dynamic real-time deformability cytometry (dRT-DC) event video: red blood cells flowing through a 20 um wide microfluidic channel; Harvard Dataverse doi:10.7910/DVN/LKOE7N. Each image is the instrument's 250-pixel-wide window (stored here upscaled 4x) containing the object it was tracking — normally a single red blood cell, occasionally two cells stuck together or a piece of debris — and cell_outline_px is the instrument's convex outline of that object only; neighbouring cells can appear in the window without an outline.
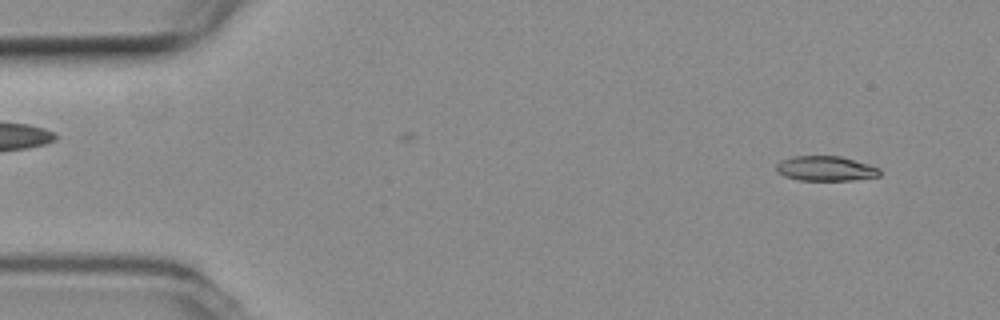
{"species": "common noctule bat (a hibernating species)", "species_latin": "Nyctalus noctula", "temperature_condition": "room temperature", "stored_images_in_passage": 44, "camera_frame_rate_fps": 3000, "um_per_image_px": 0.085, "animal": {"sex": "female", "body_mass_g": 19.3, "forearm_length_mm": 54.1}, "frame": {"image": 1, "passage_image": 1, "time_ms": 0.0, "image_size_px": [1000, 320], "cell_outline_px": [[880, 176], [852, 180], [800, 180], [784, 176], [776, 168], [776, 164], [780, 160], [792, 156], [840, 156], [868, 164], [880, 168]], "centroid_in_image_um": [70.18, 14.32], "position_along_channel_um": 14.8, "area_um2": 14.91}}
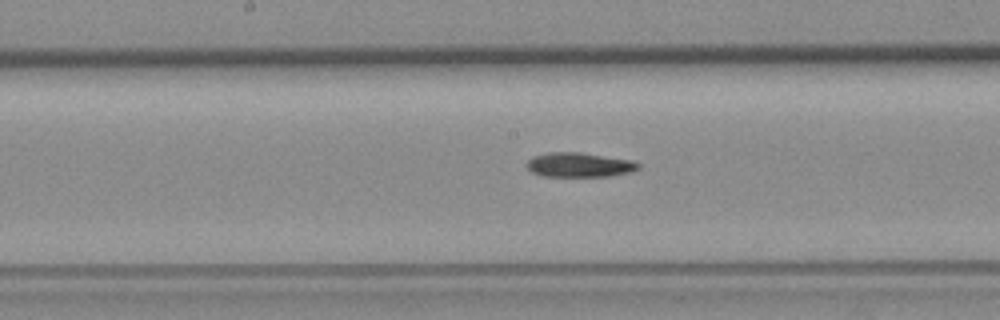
{"frame": {"image": 2, "passage_image": 24, "time_ms": 7.667, "image_size_px": [1000, 320], "cell_outline_px": [[640, 168], [632, 172], [608, 176], [540, 176], [532, 172], [528, 168], [528, 160], [532, 156], [548, 152], [580, 152], [632, 160], [640, 164]], "centroid_in_image_um": [49.25, 14.01], "position_along_channel_um": 198.9, "area_um2": 15.95}}
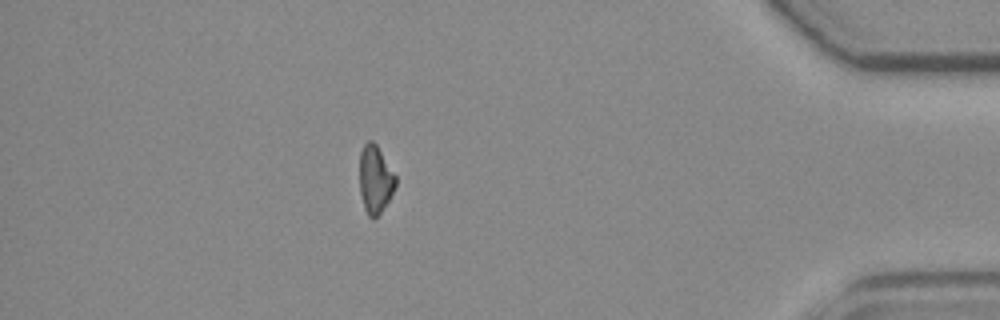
{"frame": {"image": 3, "passage_image": 44, "time_ms": 14.333, "image_size_px": [1000, 320], "cell_outline_px": [[396, 184], [388, 200], [380, 212], [372, 220], [368, 216], [364, 208], [360, 192], [360, 152], [364, 144], [368, 140], [372, 140], [376, 144], [396, 176]], "centroid_in_image_um": [31.88, 15.24], "position_along_channel_um": 403.3, "area_um2": 14.05}}